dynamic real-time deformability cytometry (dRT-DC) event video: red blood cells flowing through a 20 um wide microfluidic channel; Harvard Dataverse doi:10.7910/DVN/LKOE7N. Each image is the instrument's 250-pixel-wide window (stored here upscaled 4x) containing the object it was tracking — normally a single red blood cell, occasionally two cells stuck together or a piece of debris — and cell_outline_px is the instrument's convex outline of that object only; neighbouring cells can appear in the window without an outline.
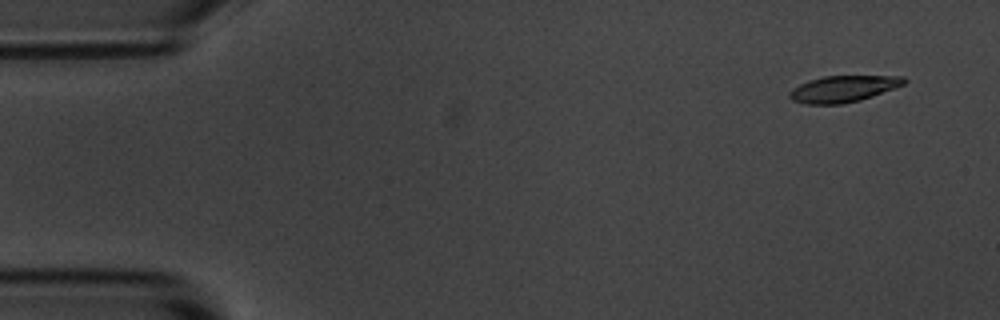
{"species": "common noctule bat (a hibernating species)", "species_latin": "Nyctalus noctula", "temperature_condition": "room temperature", "stored_images_in_passage": 4, "camera_frame_rate_fps": 3000, "um_per_image_px": 0.085, "animal": {"sex": "male", "body_mass_g": 20.1, "forearm_length_mm": 53.5}, "frame": {"image": 1, "passage_image": 1, "time_ms": 0.0, "image_size_px": [1000, 320], "cell_outline_px": [[908, 80], [904, 84], [896, 88], [860, 100], [844, 104], [804, 104], [792, 100], [788, 96], [788, 92], [792, 88], [808, 80], [824, 76], [904, 76]], "centroid_in_image_um": [71.66, 7.55], "position_along_channel_um": 13.3, "area_um2": 17.8}}
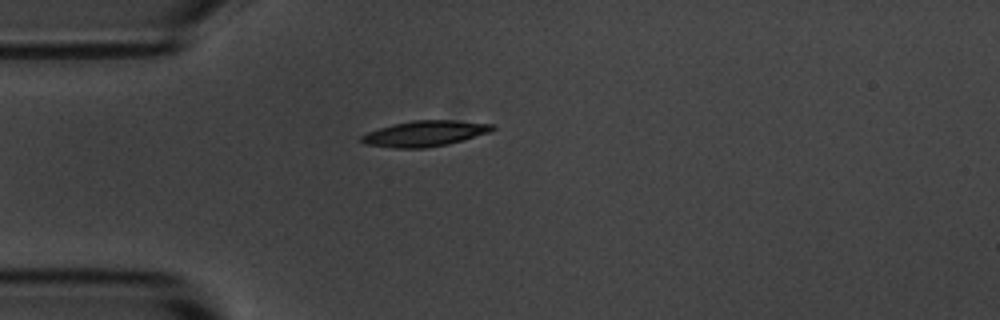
{"frame": {"image": 2, "passage_image": 4, "time_ms": 3.667, "image_size_px": [1000, 320], "cell_outline_px": [[496, 128], [488, 132], [464, 140], [448, 144], [424, 148], [396, 148], [364, 144], [360, 140], [360, 136], [368, 132], [380, 128], [412, 120], [456, 120], [492, 124]], "centroid_in_image_um": [36.11, 11.35], "position_along_channel_um": 48.9, "area_um2": 19.42}}